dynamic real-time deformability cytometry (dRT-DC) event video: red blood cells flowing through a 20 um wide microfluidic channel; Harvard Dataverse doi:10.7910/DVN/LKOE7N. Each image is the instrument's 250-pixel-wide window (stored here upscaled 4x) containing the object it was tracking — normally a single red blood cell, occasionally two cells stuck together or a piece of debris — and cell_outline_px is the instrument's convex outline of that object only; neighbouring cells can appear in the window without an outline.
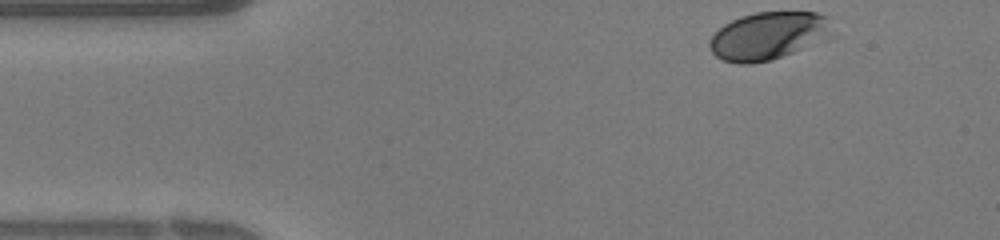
{"species": "human", "species_latin": "Homo sapiens", "temperature_condition": "warm", "stored_images_in_passage": 29, "camera_frame_rate_fps": 3000, "um_per_image_px": 0.085, "donor": {"sex": "female"}, "frame": {"image": 1, "passage_image": 1, "time_ms": 0.0, "image_size_px": [1000, 240], "cell_outline_px": [[836, 36], [828, 40], [772, 60], [752, 64], [740, 64], [724, 60], [716, 56], [712, 52], [708, 44], [708, 40], [724, 24], [740, 16], [756, 12], [816, 12], [828, 16]], "centroid_in_image_um": [65.39, 3.05], "position_along_channel_um": 19.6, "area_um2": 34.85}}
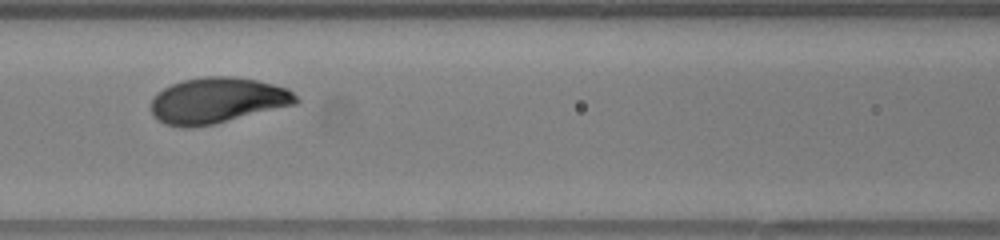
{"frame": {"image": 2, "passage_image": 13, "time_ms": 4.0, "image_size_px": [1000, 240], "cell_outline_px": [[300, 100], [296, 104], [216, 124], [192, 128], [180, 128], [164, 124], [156, 120], [152, 116], [152, 100], [156, 92], [172, 84], [184, 80], [204, 76], [232, 76], [256, 80], [288, 88]], "centroid_in_image_um": [18.45, 8.56], "position_along_channel_um": 148.2, "area_um2": 39.02}}
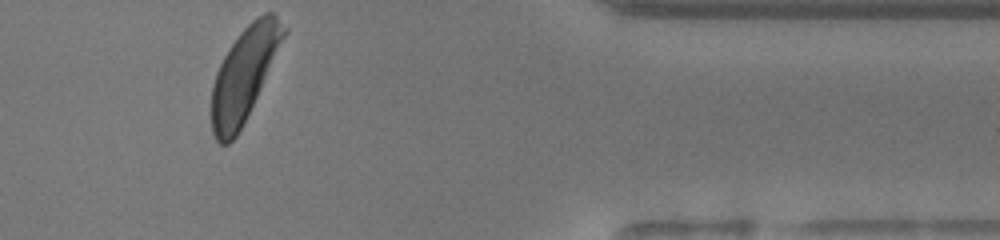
{"frame": {"image": 3, "passage_image": 29, "time_ms": 9.333, "image_size_px": [1000, 240], "cell_outline_px": [[288, 32], [236, 136], [228, 144], [220, 144], [216, 140], [212, 132], [212, 84], [216, 72], [228, 48], [240, 32], [256, 16], [264, 12], [272, 12], [288, 28]], "centroid_in_image_um": [20.76, 6.26], "position_along_channel_um": 390.6, "area_um2": 38.49}}